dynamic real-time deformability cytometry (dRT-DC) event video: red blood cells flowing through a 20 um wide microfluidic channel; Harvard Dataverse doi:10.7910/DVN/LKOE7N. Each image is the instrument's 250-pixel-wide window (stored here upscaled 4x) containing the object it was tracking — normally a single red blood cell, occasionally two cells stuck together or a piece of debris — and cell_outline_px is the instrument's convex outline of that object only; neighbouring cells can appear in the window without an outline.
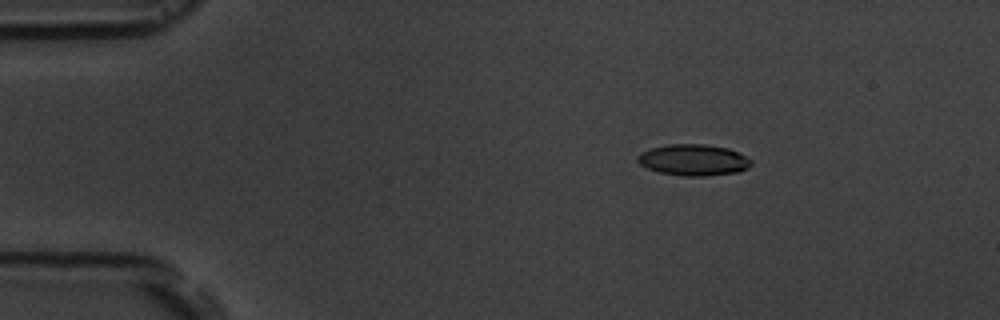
{"species": "common noctule bat (a hibernating species)", "species_latin": "Nyctalus noctula", "temperature_condition": "room temperature", "stored_images_in_passage": 4, "camera_frame_rate_fps": 3000, "um_per_image_px": 0.085, "animal": {"sex": "male", "body_mass_g": 19.5, "forearm_length_mm": 54.6}, "frame": {"image": 1, "passage_image": 2, "time_ms": 2.0, "image_size_px": [1000, 320], "cell_outline_px": [[752, 164], [748, 168], [740, 172], [704, 176], [684, 176], [660, 172], [648, 168], [640, 164], [636, 160], [636, 156], [640, 152], [652, 148], [668, 144], [704, 144], [728, 148], [752, 160]], "centroid_in_image_um": [58.94, 13.6], "position_along_channel_um": 26.1, "area_um2": 20.69}}